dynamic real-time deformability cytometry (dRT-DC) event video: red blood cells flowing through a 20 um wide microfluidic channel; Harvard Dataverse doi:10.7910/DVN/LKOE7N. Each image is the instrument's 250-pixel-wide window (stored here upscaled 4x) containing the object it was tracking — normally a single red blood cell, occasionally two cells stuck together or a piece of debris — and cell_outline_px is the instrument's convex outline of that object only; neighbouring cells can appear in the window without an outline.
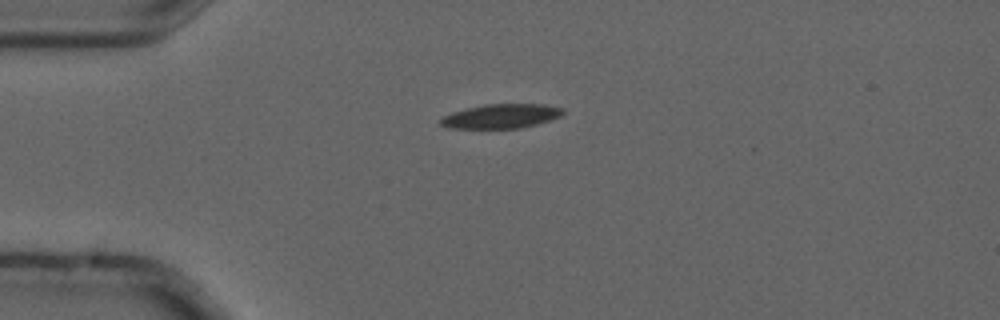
{"species": "common noctule bat (a hibernating species)", "species_latin": "Nyctalus noctula", "temperature_condition": "cold", "stored_images_in_passage": 4, "camera_frame_rate_fps": 3000, "um_per_image_px": 0.085, "animal": {"sex": "male", "forearm_length_mm": 52.5}, "frame": {"image": 1, "passage_image": 4, "time_ms": 1.0, "image_size_px": [1000, 320], "cell_outline_px": [[564, 112], [560, 116], [536, 124], [520, 128], [448, 128], [440, 124], [440, 120], [444, 116], [452, 112], [484, 104], [544, 104], [564, 108]], "centroid_in_image_um": [42.6, 9.87], "position_along_channel_um": 42.4, "area_um2": 17.17}}